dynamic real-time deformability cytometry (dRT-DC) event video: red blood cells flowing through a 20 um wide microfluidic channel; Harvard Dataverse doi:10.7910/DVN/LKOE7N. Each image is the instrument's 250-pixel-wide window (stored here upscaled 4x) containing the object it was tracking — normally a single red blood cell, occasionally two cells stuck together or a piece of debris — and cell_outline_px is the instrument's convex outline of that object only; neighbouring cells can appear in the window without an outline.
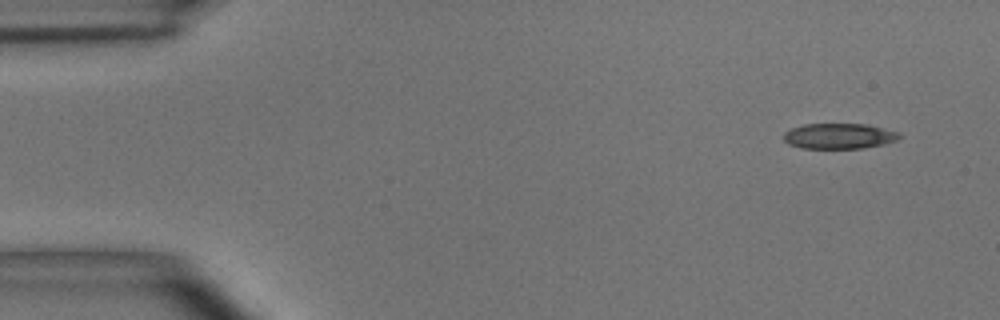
{"species": "common noctule bat (a hibernating species)", "species_latin": "Nyctalus noctula", "temperature_condition": "room temperature", "stored_images_in_passage": 4, "camera_frame_rate_fps": 3000, "um_per_image_px": 0.085, "animal": {"sex": "male", "body_mass_g": 15.6}, "frame": {"image": 1, "passage_image": 1, "time_ms": 0.0, "image_size_px": [1000, 320], "cell_outline_px": [[900, 136], [896, 140], [884, 144], [864, 148], [800, 148], [788, 144], [784, 140], [784, 132], [792, 128], [804, 124], [868, 124], [900, 132]], "centroid_in_image_um": [71.32, 11.56], "position_along_channel_um": 13.7, "area_um2": 17.22}}
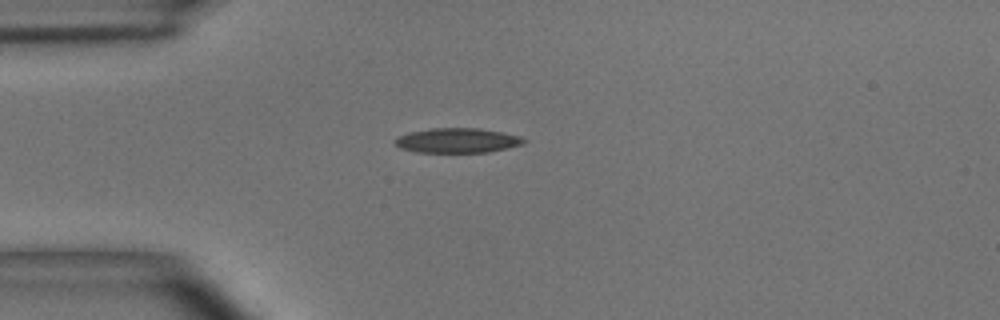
{"frame": {"image": 2, "passage_image": 4, "time_ms": 1.0, "image_size_px": [1000, 320], "cell_outline_px": [[528, 140], [524, 144], [508, 148], [488, 152], [416, 152], [400, 148], [392, 140], [408, 132], [432, 128], [480, 128], [520, 136]], "centroid_in_image_um": [38.88, 11.94], "position_along_channel_um": 46.1, "area_um2": 18.61}}